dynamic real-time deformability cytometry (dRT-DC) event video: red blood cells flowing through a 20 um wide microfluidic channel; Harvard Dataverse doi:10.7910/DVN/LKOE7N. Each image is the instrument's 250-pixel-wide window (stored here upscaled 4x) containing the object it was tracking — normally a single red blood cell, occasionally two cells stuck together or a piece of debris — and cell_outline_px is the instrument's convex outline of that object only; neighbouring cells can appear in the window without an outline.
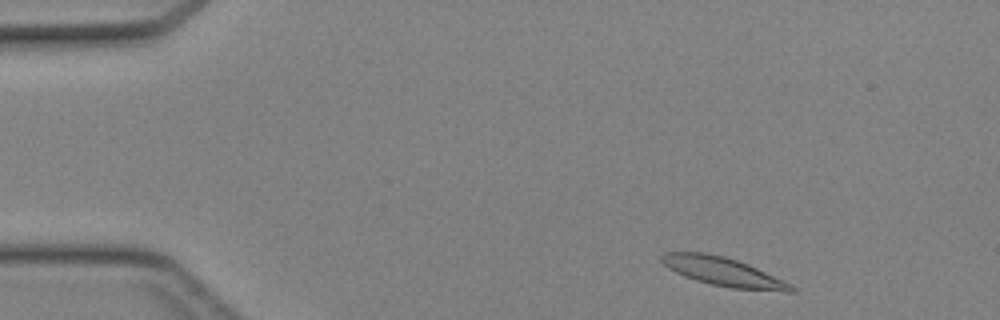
{"species": "Egyptian fruit bat (a non-hibernating species)", "species_latin": "Rousettus aegyptiacus", "temperature_condition": "cold", "stored_images_in_passage": 41, "camera_frame_rate_fps": 3000, "um_per_image_px": 0.085, "animal": {"sex": "female"}, "frame": {"image": 1, "passage_image": 2, "time_ms": 0.333, "image_size_px": [1000, 320], "cell_outline_px": [[796, 292], [784, 292], [728, 288], [696, 280], [684, 276], [668, 268], [660, 260], [660, 256], [664, 252], [704, 252], [724, 256], [748, 264], [784, 280], [792, 284], [796, 288]], "centroid_in_image_um": [61.51, 23.11], "position_along_channel_um": 23.5, "area_um2": 21.85}}
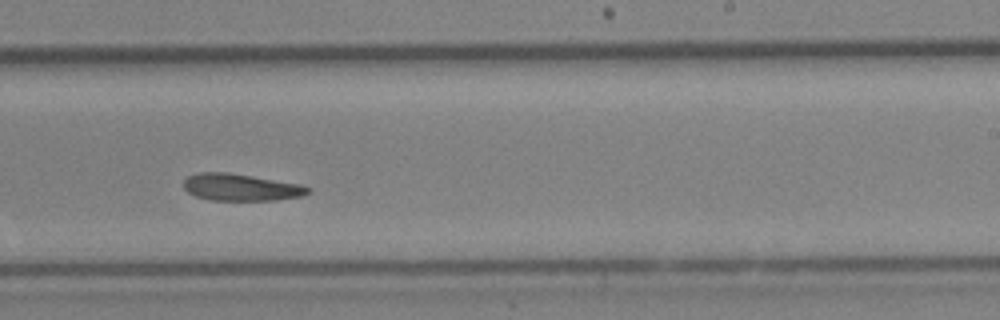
{"frame": {"image": 2, "passage_image": 24, "time_ms": 7.667, "image_size_px": [1000, 320], "cell_outline_px": [[312, 192], [304, 196], [276, 200], [208, 200], [196, 196], [188, 192], [184, 188], [184, 180], [188, 176], [200, 172], [228, 172], [300, 184], [312, 188]], "centroid_in_image_um": [20.51, 15.92], "position_along_channel_um": 268.5, "area_um2": 19.65}}
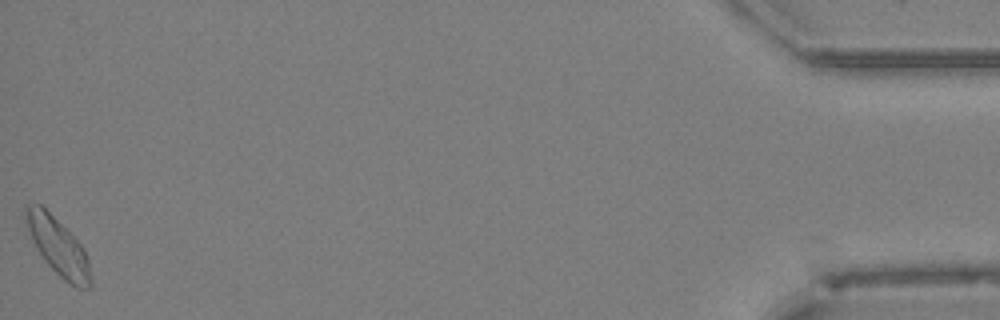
{"frame": {"image": 3, "passage_image": 41, "time_ms": 13.333, "image_size_px": [1000, 320], "cell_outline_px": [[92, 288], [76, 288], [64, 280], [44, 260], [32, 240], [28, 228], [24, 212], [24, 208], [28, 204], [40, 204], [84, 248], [88, 260], [92, 280]], "centroid_in_image_um": [4.96, 21.01], "position_along_channel_um": 430.2, "area_um2": 21.1}}